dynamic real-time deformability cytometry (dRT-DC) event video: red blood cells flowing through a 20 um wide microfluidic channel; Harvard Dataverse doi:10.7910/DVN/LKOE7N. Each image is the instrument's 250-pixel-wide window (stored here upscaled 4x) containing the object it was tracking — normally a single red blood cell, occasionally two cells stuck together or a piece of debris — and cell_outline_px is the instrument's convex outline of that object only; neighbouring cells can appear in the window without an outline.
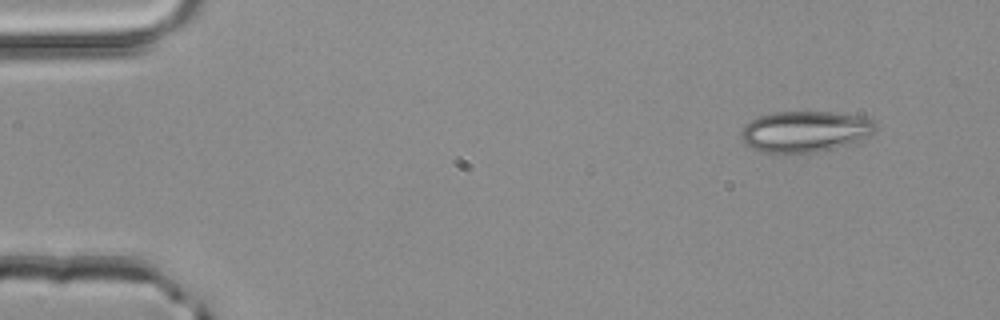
{"species": "common noctule bat (a hibernating species)", "species_latin": "Nyctalus noctula", "temperature_condition": "room temperature", "stored_images_in_passage": 4, "camera_frame_rate_fps": 3000, "um_per_image_px": 0.085, "animal": {"sex": "male", "body_mass_g": 20.4}, "frame": {"image": 1, "passage_image": 1, "time_ms": 0.0, "image_size_px": [1000, 320], "cell_outline_px": [[876, 128], [868, 136], [860, 140], [832, 148], [816, 152], [764, 152], [752, 148], [740, 136], [740, 132], [744, 124], [760, 116], [776, 112], [828, 112], [864, 116], [872, 120], [876, 124]], "centroid_in_image_um": [68.43, 11.16], "position_along_channel_um": 16.6, "area_um2": 31.67}}